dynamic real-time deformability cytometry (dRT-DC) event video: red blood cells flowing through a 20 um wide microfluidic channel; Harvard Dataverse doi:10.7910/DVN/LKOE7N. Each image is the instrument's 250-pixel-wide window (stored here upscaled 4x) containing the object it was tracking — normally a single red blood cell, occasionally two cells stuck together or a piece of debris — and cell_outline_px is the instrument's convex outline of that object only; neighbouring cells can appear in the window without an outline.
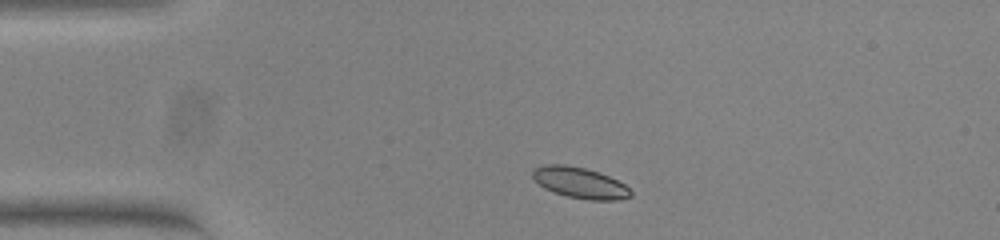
{"species": "common noctule bat (a hibernating species)", "species_latin": "Nyctalus noctula", "temperature_condition": "warm", "stored_images_in_passage": 44, "camera_frame_rate_fps": 3000, "um_per_image_px": 0.085, "animal": {"sex": "female", "body_mass_g": 23.0, "forearm_length_mm": 53.4}, "frame": {"image": 1, "passage_image": 1, "time_ms": 0.0, "image_size_px": [1000, 240], "cell_outline_px": [[632, 196], [620, 200], [588, 200], [568, 196], [552, 192], [544, 188], [532, 176], [532, 168], [544, 164], [564, 164], [584, 168], [600, 172], [624, 184], [632, 192]], "centroid_in_image_um": [49.28, 15.53], "position_along_channel_um": 35.7, "area_um2": 17.74}}
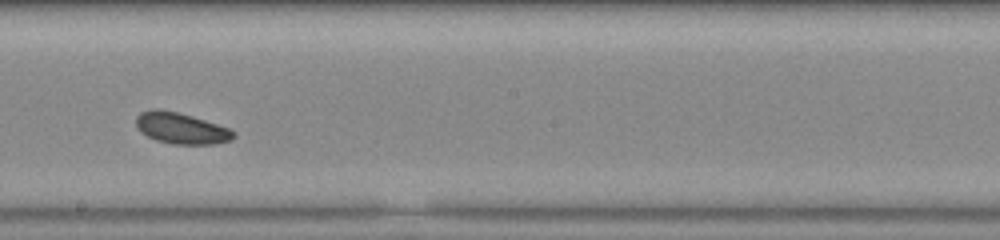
{"frame": {"image": 2, "passage_image": 20, "time_ms": 6.333, "image_size_px": [1000, 240], "cell_outline_px": [[236, 136], [232, 140], [212, 144], [172, 144], [156, 140], [140, 132], [136, 128], [136, 116], [140, 112], [152, 108], [160, 108], [192, 116], [228, 128], [236, 132]], "centroid_in_image_um": [15.36, 10.89], "position_along_channel_um": 232.8, "area_um2": 17.8}}
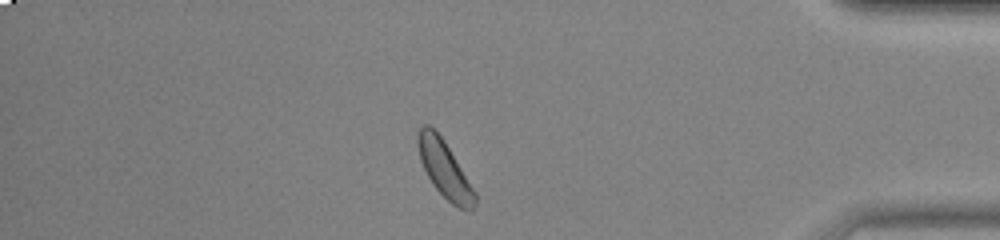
{"frame": {"image": 3, "passage_image": 36, "time_ms": 11.667, "image_size_px": [1000, 240], "cell_outline_px": [[476, 204], [468, 212], [452, 204], [432, 184], [420, 160], [416, 140], [420, 128], [424, 124], [428, 124], [444, 140], [476, 192]], "centroid_in_image_um": [37.79, 14.4], "position_along_channel_um": 397.4, "area_um2": 18.61}, "authors_computed_cell_mechanics": {"area_um2": 17.918, "velocity_mm_per_s": 3.7519, "shape_relaxation_time_tau1_ms": 2.2801, "shape_relaxation_time_tau2_ms": null, "deformation_change_tau1": 0.0515, "deformation_change_tau2": null}}